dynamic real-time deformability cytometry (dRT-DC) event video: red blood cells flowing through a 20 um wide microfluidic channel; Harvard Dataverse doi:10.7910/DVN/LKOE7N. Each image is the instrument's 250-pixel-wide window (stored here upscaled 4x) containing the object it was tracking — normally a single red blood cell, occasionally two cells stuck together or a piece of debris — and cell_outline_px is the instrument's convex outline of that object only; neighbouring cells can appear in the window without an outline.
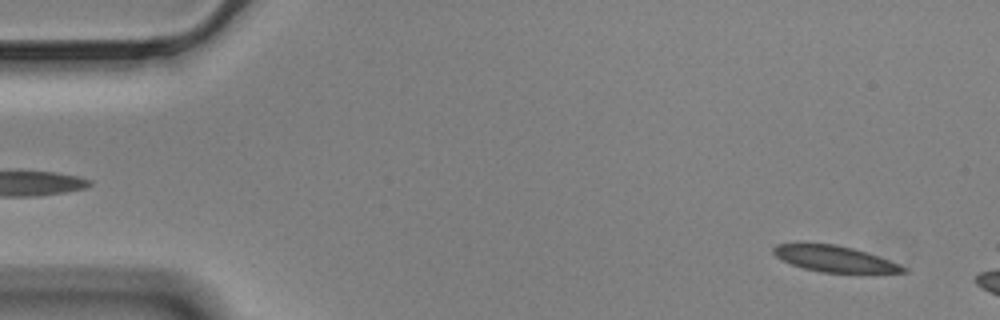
{"species": "Egyptian fruit bat (a non-hibernating species)", "species_latin": "Rousettus aegyptiacus", "temperature_condition": "cold", "stored_images_in_passage": 9, "camera_frame_rate_fps": 3000, "um_per_image_px": 0.085, "animal": {"sex": "male"}, "frame": {"image": 1, "passage_image": 3, "time_ms": 0.667, "image_size_px": [1000, 320], "cell_outline_px": [[908, 272], [820, 272], [804, 268], [792, 264], [776, 256], [772, 252], [772, 248], [776, 244], [836, 244], [852, 248], [900, 264], [908, 268]], "centroid_in_image_um": [70.92, 22.0], "position_along_channel_um": 14.1, "area_um2": 19.13}}